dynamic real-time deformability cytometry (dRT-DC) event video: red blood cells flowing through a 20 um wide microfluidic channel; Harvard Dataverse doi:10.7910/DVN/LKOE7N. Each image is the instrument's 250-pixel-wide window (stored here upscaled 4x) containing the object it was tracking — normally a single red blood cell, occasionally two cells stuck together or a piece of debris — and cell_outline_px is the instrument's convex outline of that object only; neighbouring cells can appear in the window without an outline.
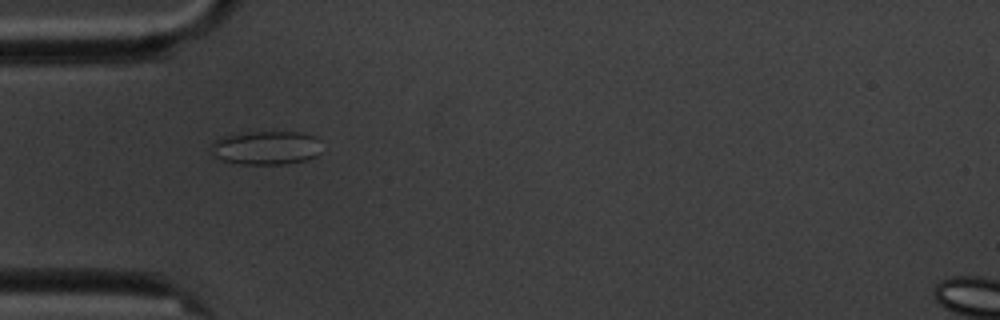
{"species": "common noctule bat (a hibernating species)", "species_latin": "Nyctalus noctula", "temperature_condition": "cold", "stored_images_in_passage": 8, "camera_frame_rate_fps": 3000, "um_per_image_px": 0.085, "animal": {"sex": "male", "body_mass_g": 20.1, "forearm_length_mm": 53.5}, "frame": {"image": 1, "passage_image": 5, "time_ms": 4.667, "image_size_px": [1000, 320], "cell_outline_px": [[320, 152], [316, 156], [308, 160], [284, 164], [244, 164], [224, 160], [212, 156], [208, 148], [220, 136], [248, 132], [300, 132], [316, 136]], "centroid_in_image_um": [22.58, 12.56], "position_along_channel_um": 62.4, "area_um2": 21.91}}
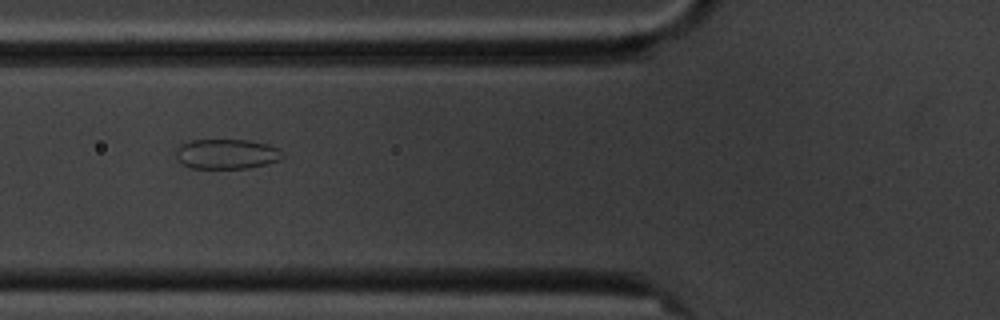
{"frame": {"image": 2, "passage_image": 6, "time_ms": 6.0, "image_size_px": [1000, 320], "cell_outline_px": [[284, 156], [280, 160], [248, 168], [192, 168], [176, 160], [176, 148], [180, 144], [192, 140], [248, 140], [268, 144], [280, 148]], "centroid_in_image_um": [19.27, 13.08], "position_along_channel_um": 106.5, "area_um2": 18.67}}